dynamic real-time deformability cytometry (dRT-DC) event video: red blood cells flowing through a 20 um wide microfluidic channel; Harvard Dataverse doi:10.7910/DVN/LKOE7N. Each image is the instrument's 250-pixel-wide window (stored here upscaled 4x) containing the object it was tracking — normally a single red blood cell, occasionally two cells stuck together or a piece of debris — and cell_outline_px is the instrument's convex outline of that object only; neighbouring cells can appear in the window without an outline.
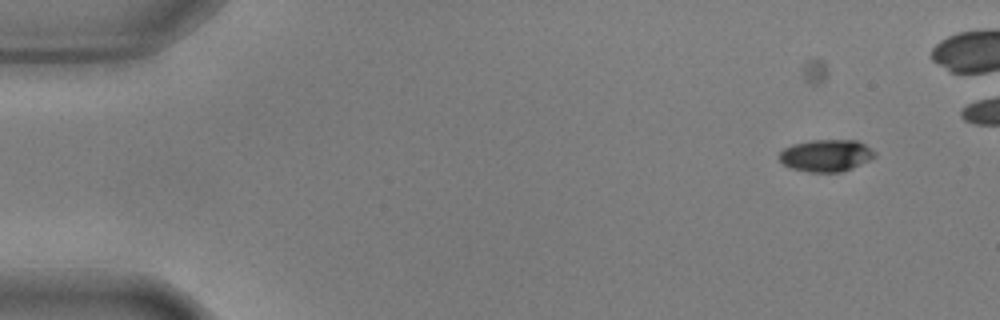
{"species": "common noctule bat (a hibernating species)", "species_latin": "Nyctalus noctula", "temperature_condition": "warm", "stored_images_in_passage": 53, "camera_frame_rate_fps": 3000, "um_per_image_px": 0.085, "animal": {"sex": "male", "body_mass_g": 17.9, "forearm_length_mm": 54.2}, "frame": {"image": 1, "passage_image": 7, "time_ms": 2.0, "image_size_px": [1000, 320], "cell_outline_px": [[876, 156], [852, 168], [840, 172], [808, 172], [792, 168], [784, 164], [780, 160], [780, 152], [784, 148], [792, 144], [812, 140], [856, 140], [864, 144], [876, 152]], "centroid_in_image_um": [70.22, 13.21], "position_along_channel_um": 14.8, "area_um2": 17.69}}
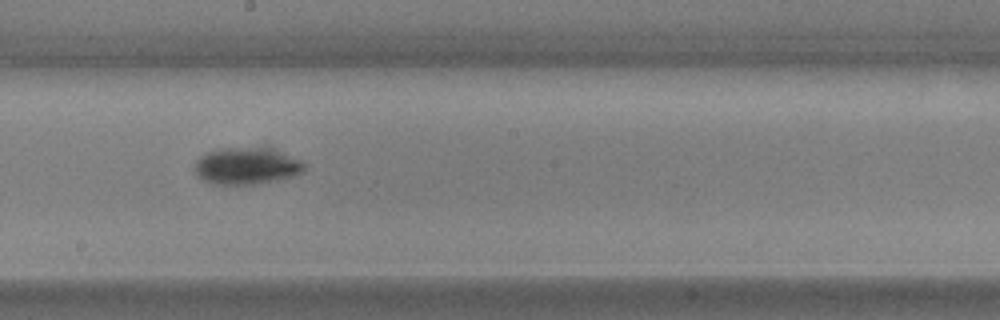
{"frame": {"image": 2, "passage_image": 34, "time_ms": 11.0, "image_size_px": [1000, 320], "cell_outline_px": [[308, 164], [304, 172], [292, 176], [256, 184], [212, 184], [200, 180], [196, 176], [192, 168], [196, 160], [200, 156], [208, 152], [220, 148], [264, 144], [268, 144]], "centroid_in_image_um": [20.97, 14.05], "position_along_channel_um": 227.2, "area_um2": 24.85}}
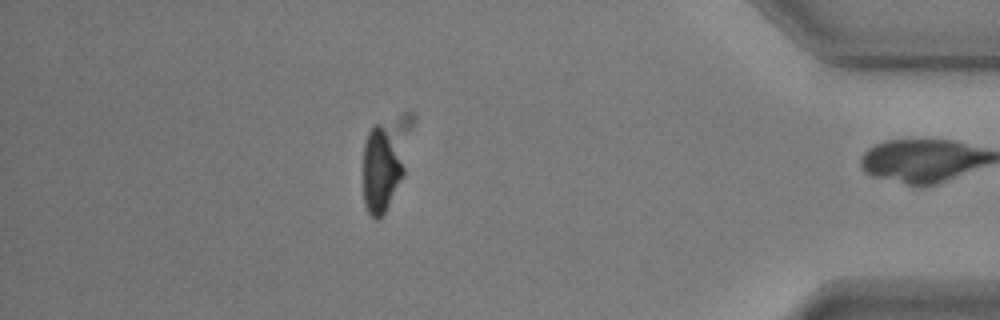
{"frame": {"image": 3, "passage_image": 52, "time_ms": 17.0, "image_size_px": [1000, 320], "cell_outline_px": [[412, 124], [404, 176], [380, 220], [376, 220], [368, 212], [364, 204], [364, 144], [368, 132], [376, 124], [404, 112], [412, 112]], "centroid_in_image_um": [32.76, 13.74], "position_along_channel_um": 402.4, "area_um2": 26.13}}